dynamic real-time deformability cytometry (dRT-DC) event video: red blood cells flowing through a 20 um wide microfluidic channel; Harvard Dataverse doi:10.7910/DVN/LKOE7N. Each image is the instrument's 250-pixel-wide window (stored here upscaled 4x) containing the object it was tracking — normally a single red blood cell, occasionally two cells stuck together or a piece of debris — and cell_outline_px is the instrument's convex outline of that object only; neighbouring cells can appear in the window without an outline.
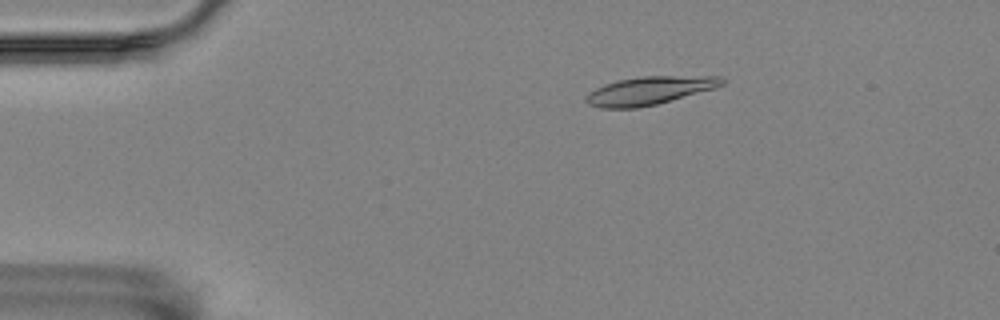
{"species": "Egyptian fruit bat (a non-hibernating species)", "species_latin": "Rousettus aegyptiacus", "temperature_condition": "room temperature", "stored_images_in_passage": 51, "camera_frame_rate_fps": 3000, "um_per_image_px": 0.085, "animal": {"sex": "female"}, "frame": {"image": 1, "passage_image": 4, "time_ms": 1.0, "image_size_px": [1000, 320], "cell_outline_px": [[724, 84], [716, 88], [656, 104], [636, 108], [600, 108], [588, 104], [584, 100], [584, 96], [588, 92], [604, 84], [616, 80], [640, 76], [720, 76], [724, 80]], "centroid_in_image_um": [55.16, 7.7], "position_along_channel_um": 29.8, "area_um2": 22.43}}
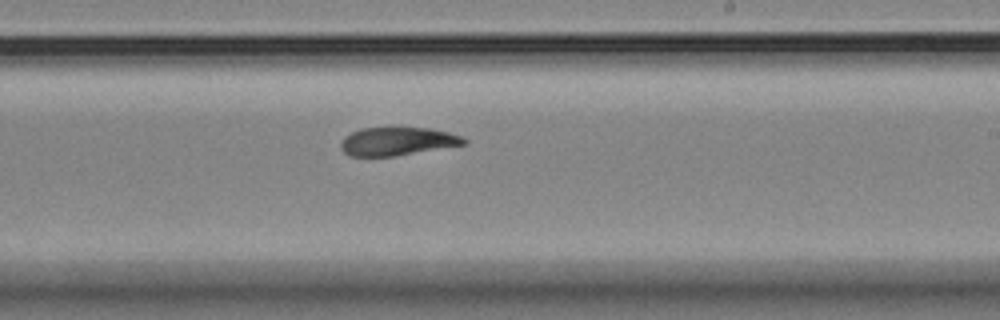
{"frame": {"image": 2, "passage_image": 28, "time_ms": 9.0, "image_size_px": [1000, 320], "cell_outline_px": [[468, 144], [396, 156], [348, 156], [340, 148], [340, 144], [344, 136], [360, 128], [432, 128], [464, 136], [468, 140]], "centroid_in_image_um": [33.81, 12.02], "position_along_channel_um": 255.2, "area_um2": 20.52}}
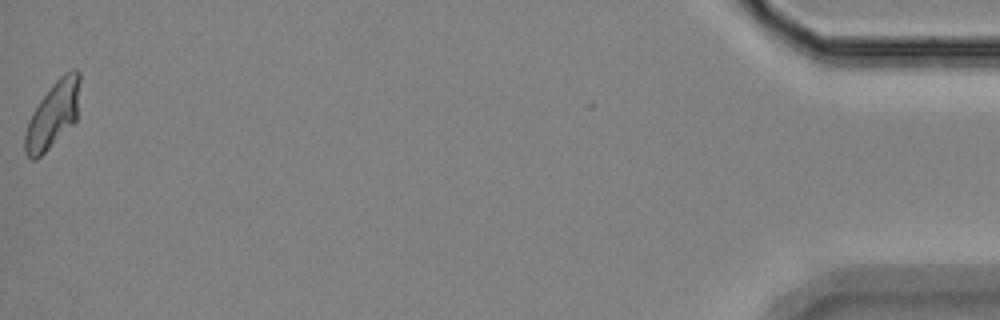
{"frame": {"image": 3, "passage_image": 51, "time_ms": 16.667, "image_size_px": [1000, 320], "cell_outline_px": [[80, 80], [76, 120], [36, 160], [32, 160], [24, 152], [24, 136], [28, 120], [32, 112], [40, 100], [52, 84], [64, 72], [72, 68], [76, 68], [80, 72]], "centroid_in_image_um": [4.49, 9.71], "position_along_channel_um": 430.7, "area_um2": 21.04}, "authors_computed_cell_mechanics": {"area_um2": 21.386, "velocity_mm_per_s": 3.4916, "shape_relaxation_time_tau1_ms": 7.0918, "shape_relaxation_time_tau2_ms": 4.8212, "deformation_change_tau1": 0.1706, "deformation_change_tau2": 0.0919}}